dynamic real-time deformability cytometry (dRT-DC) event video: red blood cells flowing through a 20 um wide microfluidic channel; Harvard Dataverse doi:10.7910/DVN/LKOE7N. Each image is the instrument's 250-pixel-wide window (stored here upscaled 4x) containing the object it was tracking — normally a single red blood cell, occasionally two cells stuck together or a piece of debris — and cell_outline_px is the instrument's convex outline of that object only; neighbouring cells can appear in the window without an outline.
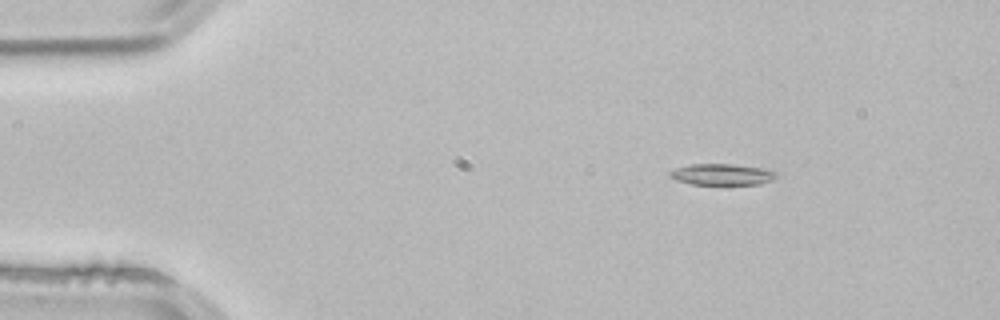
{"species": "common noctule bat (a hibernating species)", "species_latin": "Nyctalus noctula", "temperature_condition": "room temperature", "stored_images_in_passage": 3, "segment_of_instrument_passage": [1, 2], "camera_frame_rate_fps": 3000, "um_per_image_px": 0.085, "animal": {"sex": "male", "body_mass_g": 21.5, "forearm_length_mm": 52.0}, "frame": {"image": 1, "passage_image": 1, "time_ms": 0.0, "image_size_px": [1000, 320], "cell_outline_px": [[780, 176], [772, 180], [760, 184], [692, 184], [676, 180], [668, 176], [668, 172], [676, 168], [688, 164], [732, 164], [764, 168], [776, 172]], "centroid_in_image_um": [61.38, 14.82], "position_along_channel_um": 23.6, "area_um2": 13.29}}